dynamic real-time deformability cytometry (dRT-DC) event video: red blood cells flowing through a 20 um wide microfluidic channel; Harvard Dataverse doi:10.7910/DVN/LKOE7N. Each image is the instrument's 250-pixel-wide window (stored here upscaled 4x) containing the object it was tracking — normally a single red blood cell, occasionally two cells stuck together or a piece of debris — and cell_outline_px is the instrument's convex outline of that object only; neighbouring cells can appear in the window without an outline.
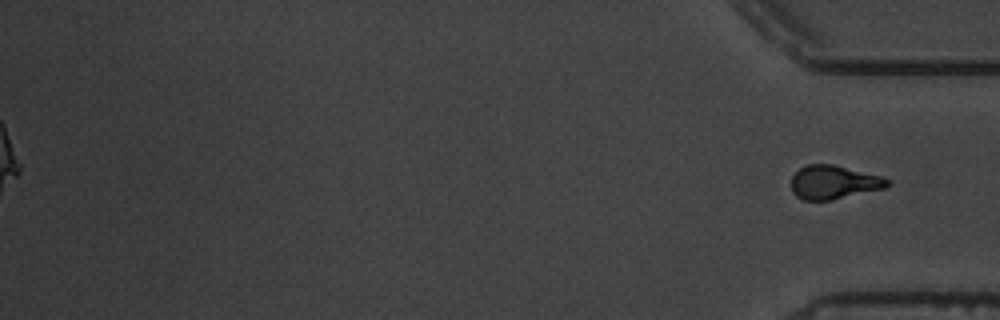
{"species": "common noctule bat (a hibernating species)", "species_latin": "Nyctalus noctula", "temperature_condition": "warm", "stored_images_in_passage": 45, "segment_of_instrument_passage": [2, 2], "camera_frame_rate_fps": 3000, "um_per_image_px": 0.085, "animal": {"sex": "male", "body_mass_g": 19.5, "forearm_length_mm": 54.6}, "frame": {"image": 1, "passage_image": 45, "time_ms": 14.667, "image_size_px": [1000, 320], "cell_outline_px": [[892, 184], [884, 188], [832, 200], [804, 200], [796, 196], [792, 192], [792, 176], [800, 168], [808, 164], [832, 164], [880, 176], [892, 180]], "centroid_in_image_um": [70.88, 15.5], "position_along_channel_um": 364.3, "area_um2": 18.79}}